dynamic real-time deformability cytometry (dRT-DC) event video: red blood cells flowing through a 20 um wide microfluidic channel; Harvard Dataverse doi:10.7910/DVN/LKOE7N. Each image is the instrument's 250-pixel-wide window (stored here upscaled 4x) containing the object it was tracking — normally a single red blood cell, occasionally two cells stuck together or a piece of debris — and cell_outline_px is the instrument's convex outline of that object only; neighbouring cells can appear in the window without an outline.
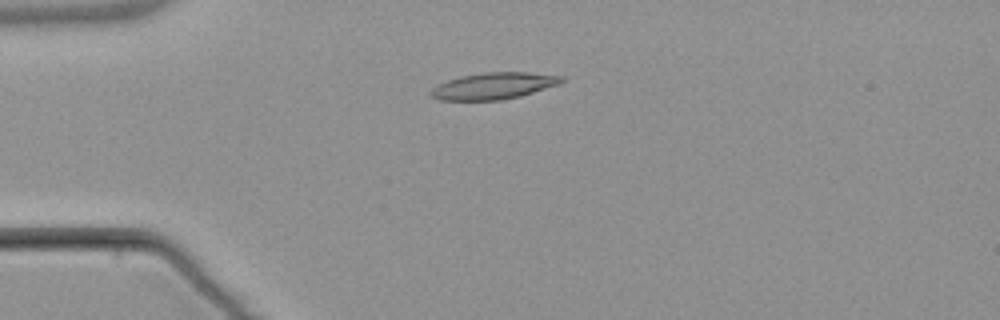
{"species": "common noctule bat (a hibernating species)", "species_latin": "Nyctalus noctula", "temperature_condition": "warm", "stored_images_in_passage": 4, "camera_frame_rate_fps": 3000, "um_per_image_px": 0.085, "animal": {"sex": "male", "body_mass_g": 21.5, "forearm_length_mm": 52.0}, "frame": {"image": 1, "passage_image": 3, "time_ms": 2.667, "image_size_px": [1000, 320], "cell_outline_px": [[564, 80], [560, 84], [520, 96], [500, 100], [440, 100], [432, 96], [428, 92], [436, 84], [460, 76], [484, 72], [528, 72], [564, 76]], "centroid_in_image_um": [41.95, 7.29], "position_along_channel_um": 43.0, "area_um2": 20.35}}